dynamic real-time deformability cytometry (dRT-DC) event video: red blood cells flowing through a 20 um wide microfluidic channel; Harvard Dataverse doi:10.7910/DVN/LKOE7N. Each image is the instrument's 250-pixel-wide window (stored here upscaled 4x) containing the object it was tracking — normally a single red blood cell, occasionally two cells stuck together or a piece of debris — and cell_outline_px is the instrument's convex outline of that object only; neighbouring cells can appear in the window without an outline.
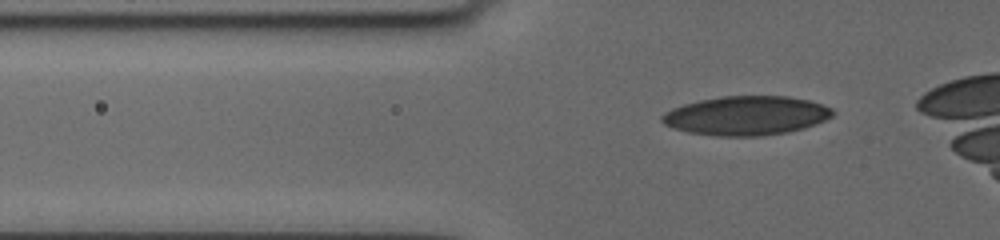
{"species": "human", "species_latin": "Homo sapiens", "temperature_condition": "cold", "stored_images_in_passage": 31, "camera_frame_rate_fps": 3000, "um_per_image_px": 0.085, "donor": {"sex": "female"}, "frame": {"image": 1, "passage_image": 5, "time_ms": 1.667, "image_size_px": [1000, 240], "cell_outline_px": [[832, 116], [824, 120], [804, 128], [788, 132], [760, 136], [716, 136], [688, 132], [672, 128], [664, 124], [660, 120], [660, 116], [664, 112], [672, 108], [684, 104], [700, 100], [724, 96], [788, 96], [808, 100], [832, 108]], "centroid_in_image_um": [63.38, 9.83], "position_along_channel_um": 62.4, "area_um2": 38.84}}
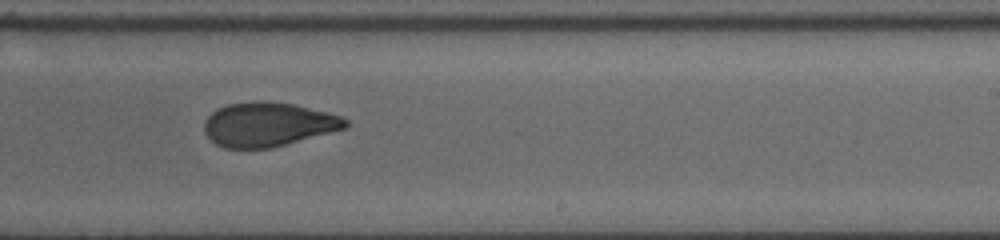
{"frame": {"image": 2, "passage_image": 19, "time_ms": 7.667, "image_size_px": [1000, 240], "cell_outline_px": [[348, 128], [268, 148], [224, 148], [216, 144], [204, 132], [204, 120], [212, 112], [228, 104], [256, 100], [264, 100], [292, 104], [328, 112], [340, 116], [348, 120]], "centroid_in_image_um": [22.79, 10.56], "position_along_channel_um": 266.2, "area_um2": 36.18}}
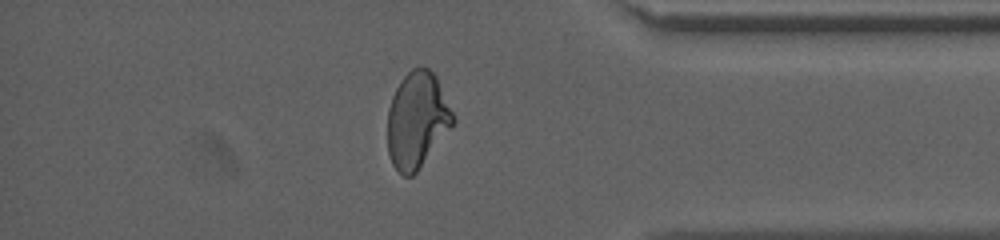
{"frame": {"image": 3, "passage_image": 29, "time_ms": 11.667, "image_size_px": [1000, 240], "cell_outline_px": [[456, 120], [416, 172], [412, 176], [404, 176], [392, 164], [388, 152], [388, 108], [392, 96], [400, 80], [412, 68], [428, 68], [436, 76]], "centroid_in_image_um": [35.43, 10.19], "position_along_channel_um": 399.8, "area_um2": 36.07}}